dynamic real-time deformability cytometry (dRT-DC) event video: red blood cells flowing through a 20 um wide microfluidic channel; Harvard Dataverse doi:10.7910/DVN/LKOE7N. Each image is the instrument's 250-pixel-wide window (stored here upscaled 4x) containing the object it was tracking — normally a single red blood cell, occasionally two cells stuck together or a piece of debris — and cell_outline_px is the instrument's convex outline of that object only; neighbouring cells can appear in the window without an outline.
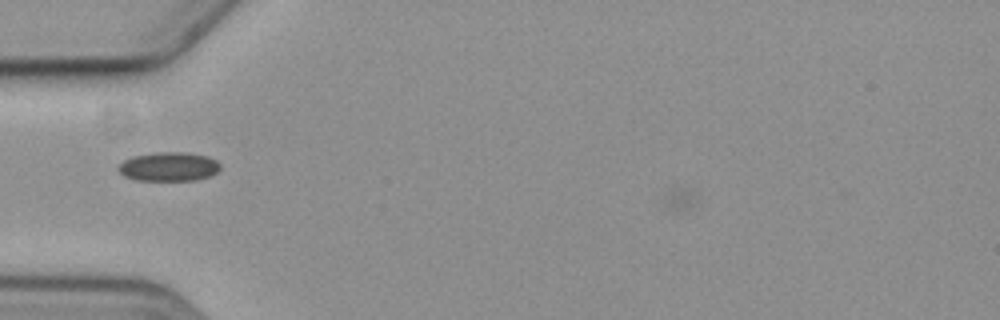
{"species": "common noctule bat (a hibernating species)", "species_latin": "Nyctalus noctula", "temperature_condition": "cold", "stored_images_in_passage": 7, "camera_frame_rate_fps": 3000, "um_per_image_px": 0.085, "animal": {"sex": "female", "body_mass_g": 19.3, "forearm_length_mm": 54.1}, "frame": {"image": 1, "passage_image": 6, "time_ms": 5.667, "image_size_px": [1000, 320], "cell_outline_px": [[220, 168], [216, 172], [208, 176], [196, 180], [136, 180], [124, 176], [116, 168], [124, 160], [132, 156], [156, 152], [188, 152], [208, 156], [216, 160], [220, 164]], "centroid_in_image_um": [14.33, 14.15], "position_along_channel_um": 70.7, "area_um2": 17.28}}
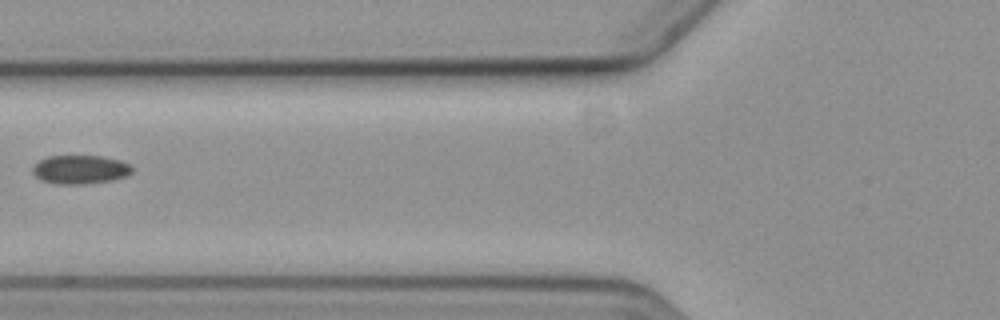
{"frame": {"image": 2, "passage_image": 7, "time_ms": 7.0, "image_size_px": [1000, 320], "cell_outline_px": [[132, 172], [128, 176], [112, 180], [84, 184], [56, 184], [40, 180], [32, 172], [32, 168], [40, 160], [48, 156], [100, 156], [120, 160], [132, 164]], "centroid_in_image_um": [6.84, 14.41], "position_along_channel_um": 119.0, "area_um2": 16.76}}